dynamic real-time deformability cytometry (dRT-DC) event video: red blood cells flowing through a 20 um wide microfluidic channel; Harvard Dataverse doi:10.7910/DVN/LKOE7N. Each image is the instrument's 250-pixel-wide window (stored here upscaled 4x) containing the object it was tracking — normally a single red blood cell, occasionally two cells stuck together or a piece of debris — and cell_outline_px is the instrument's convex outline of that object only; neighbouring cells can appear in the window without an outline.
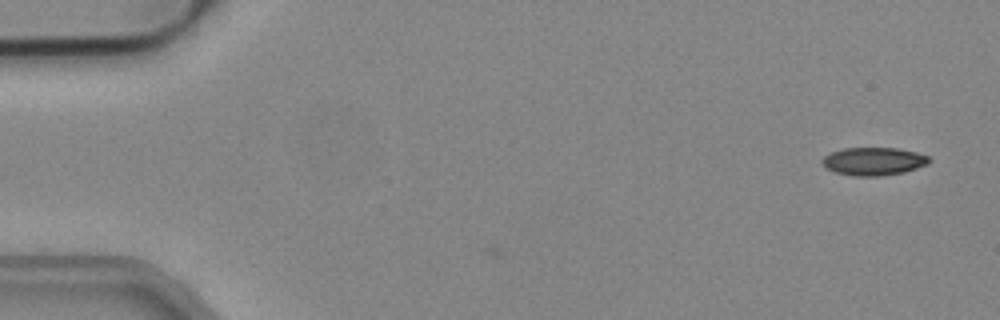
{"species": "common noctule bat (a hibernating species)", "species_latin": "Nyctalus noctula", "temperature_condition": "cold", "stored_images_in_passage": 2, "camera_frame_rate_fps": 3000, "um_per_image_px": 0.085, "animal": {"sex": "male", "body_mass_g": 19.2, "forearm_length_mm": 51.8}, "frame": {"image": 1, "passage_image": 2, "time_ms": 0.333, "image_size_px": [1000, 320], "cell_outline_px": [[932, 160], [928, 164], [904, 172], [880, 176], [852, 176], [836, 172], [828, 168], [820, 160], [824, 156], [832, 152], [844, 148], [900, 148], [916, 152], [928, 156]], "centroid_in_image_um": [74.28, 13.71], "position_along_channel_um": 10.7, "area_um2": 17.4}}